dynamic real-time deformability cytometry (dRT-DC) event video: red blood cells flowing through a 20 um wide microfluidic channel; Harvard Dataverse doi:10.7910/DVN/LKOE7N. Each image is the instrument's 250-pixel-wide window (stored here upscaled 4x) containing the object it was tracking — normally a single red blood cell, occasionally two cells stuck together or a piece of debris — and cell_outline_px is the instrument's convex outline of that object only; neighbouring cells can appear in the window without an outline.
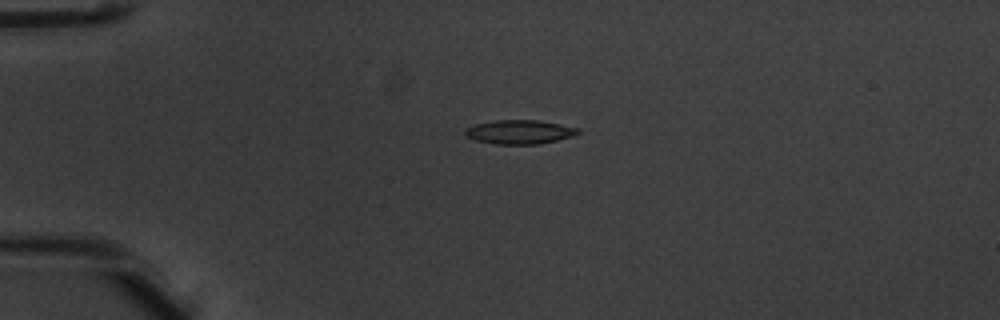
{"species": "common noctule bat (a hibernating species)", "species_latin": "Nyctalus noctula", "temperature_condition": "warm", "stored_images_in_passage": 42, "camera_frame_rate_fps": 3000, "um_per_image_px": 0.085, "animal": {"sex": "male", "body_mass_g": 20.1, "forearm_length_mm": 53.5}, "frame": {"image": 1, "passage_image": 3, "time_ms": 0.667, "image_size_px": [1000, 320], "cell_outline_px": [[580, 132], [572, 136], [540, 144], [496, 144], [476, 140], [464, 136], [464, 132], [468, 128], [476, 124], [492, 120], [540, 120], [580, 128]], "centroid_in_image_um": [44.17, 11.21], "position_along_channel_um": 40.8, "area_um2": 15.78}}
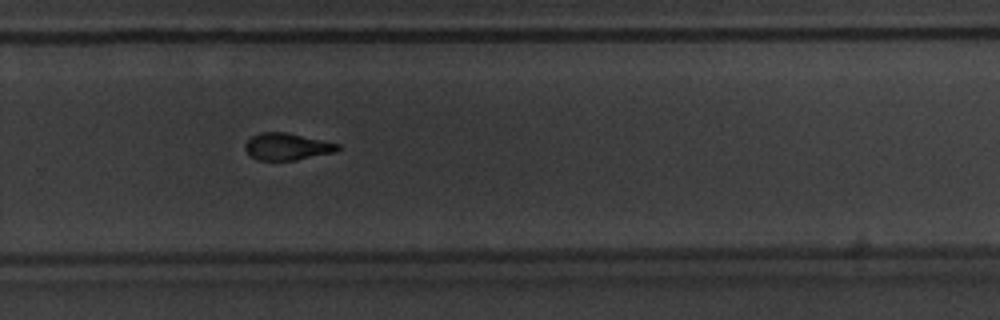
{"frame": {"image": 2, "passage_image": 26, "time_ms": 8.333, "image_size_px": [1000, 320], "cell_outline_px": [[340, 148], [336, 152], [296, 160], [256, 160], [244, 148], [244, 144], [252, 136], [260, 132], [284, 132], [340, 144]], "centroid_in_image_um": [24.4, 12.46], "position_along_channel_um": 305.4, "area_um2": 14.45}}
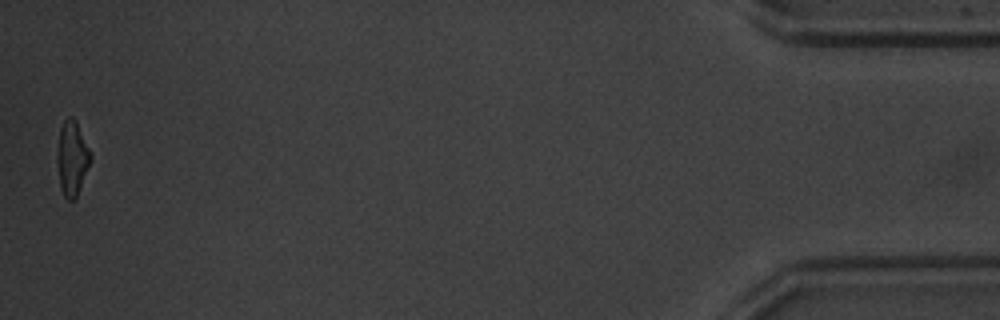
{"frame": {"image": 3, "passage_image": 42, "time_ms": 13.667, "image_size_px": [1000, 320], "cell_outline_px": [[92, 160], [76, 200], [68, 200], [64, 196], [60, 188], [56, 160], [60, 128], [64, 120], [68, 116], [72, 116], [76, 120], [92, 156]], "centroid_in_image_um": [6.13, 13.48], "position_along_channel_um": 429.1, "area_um2": 14.8}, "authors_computed_cell_mechanics": {"area_um2": 15.5482, "velocity_mm_per_s": 3.9026, "shape_relaxation_time_tau1_ms": 3.3379, "shape_relaxation_time_tau2_ms": 1.814, "deformation_change_tau1": 0.1736, "deformation_change_tau2": 0.1006}}